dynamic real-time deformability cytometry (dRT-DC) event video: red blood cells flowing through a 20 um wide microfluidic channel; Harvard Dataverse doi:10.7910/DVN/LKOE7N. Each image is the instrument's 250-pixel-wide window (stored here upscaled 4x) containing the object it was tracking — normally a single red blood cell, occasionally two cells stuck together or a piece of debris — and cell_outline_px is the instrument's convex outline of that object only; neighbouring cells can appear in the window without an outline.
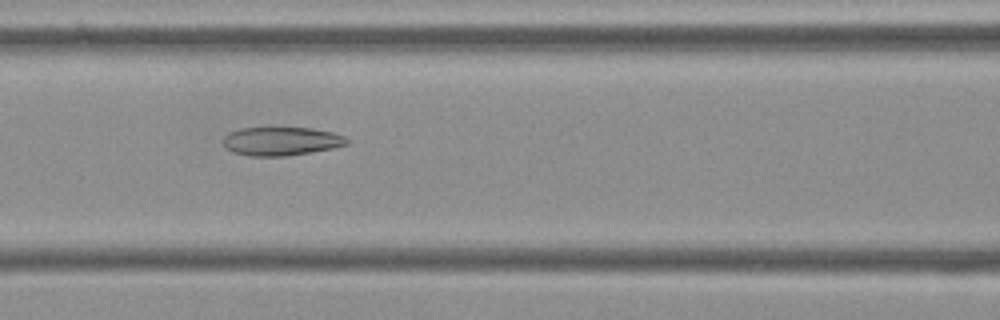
{"species": "Egyptian fruit bat (a non-hibernating species)", "species_latin": "Rousettus aegyptiacus", "temperature_condition": "cold", "stored_images_in_passage": 55, "camera_frame_rate_fps": 3000, "um_per_image_px": 0.085, "frame": {"image": 1, "passage_image": 23, "time_ms": 7.333, "image_size_px": [1000, 320], "cell_outline_px": [[348, 144], [332, 148], [284, 156], [248, 156], [232, 152], [224, 144], [224, 136], [228, 132], [240, 128], [312, 128], [332, 132], [344, 136], [348, 140]], "centroid_in_image_um": [23.88, 12.0], "position_along_channel_um": 142.7, "area_um2": 20.4}}
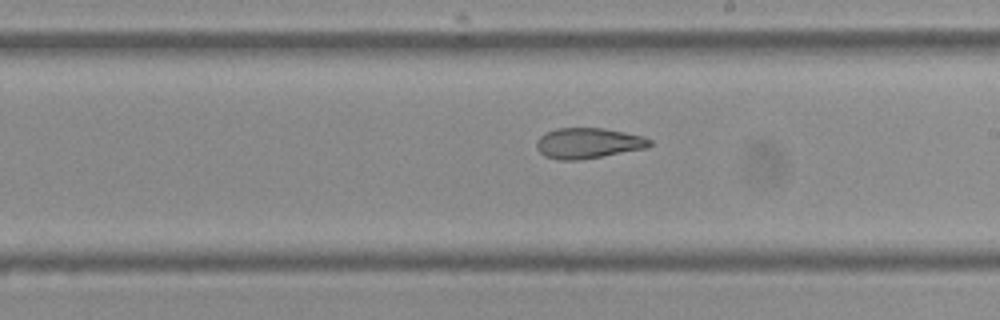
{"frame": {"image": 2, "passage_image": 31, "time_ms": 10.0, "image_size_px": [1000, 320], "cell_outline_px": [[652, 144], [648, 148], [580, 160], [560, 160], [544, 156], [536, 148], [536, 140], [540, 136], [556, 128], [604, 128], [644, 136], [652, 140]], "centroid_in_image_um": [50.01, 12.17], "position_along_channel_um": 239.0, "area_um2": 20.29}}
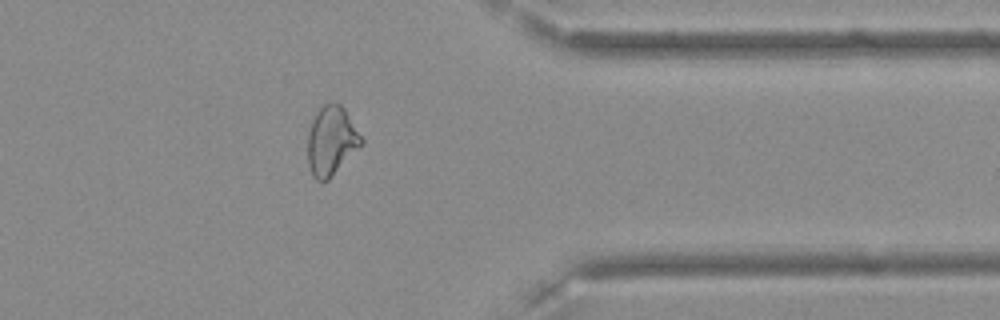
{"frame": {"image": 3, "passage_image": 44, "time_ms": 14.333, "image_size_px": [1000, 320], "cell_outline_px": [[364, 144], [328, 180], [316, 180], [312, 176], [308, 164], [308, 132], [312, 120], [316, 112], [324, 104], [332, 100], [340, 104], [344, 108], [364, 140]], "centroid_in_image_um": [28.18, 11.96], "position_along_channel_um": 383.2, "area_um2": 21.79}, "authors_computed_cell_mechanics": {"area_um2": 23.4668, "velocity_mm_per_s": 3.6148, "shape_relaxation_time_tau1_ms": null, "shape_relaxation_time_tau2_ms": 3.0701, "deformation_change_tau1": null, "deformation_change_tau2": 0.1027}}